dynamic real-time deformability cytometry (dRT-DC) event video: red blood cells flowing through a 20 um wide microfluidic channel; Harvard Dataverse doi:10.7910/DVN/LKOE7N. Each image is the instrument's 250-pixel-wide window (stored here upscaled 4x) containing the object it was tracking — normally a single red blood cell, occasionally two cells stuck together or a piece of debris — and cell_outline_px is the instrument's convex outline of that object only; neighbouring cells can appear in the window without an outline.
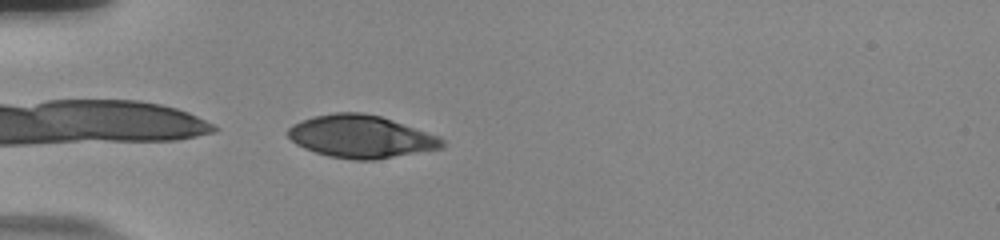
{"species": "human", "species_latin": "Homo sapiens", "temperature_condition": "room temperature", "stored_images_in_passage": 39, "camera_frame_rate_fps": 3000, "um_per_image_px": 0.085, "donor": {"sex": "male"}, "frame": {"image": 1, "passage_image": 1, "time_ms": 0.0, "image_size_px": [1000, 240], "cell_outline_px": [[444, 148], [372, 160], [352, 160], [328, 156], [304, 148], [296, 144], [288, 136], [288, 128], [292, 124], [312, 116], [336, 112], [360, 112], [380, 116], [440, 136], [444, 140]], "centroid_in_image_um": [30.68, 11.61], "position_along_channel_um": 54.3, "area_um2": 38.26}}
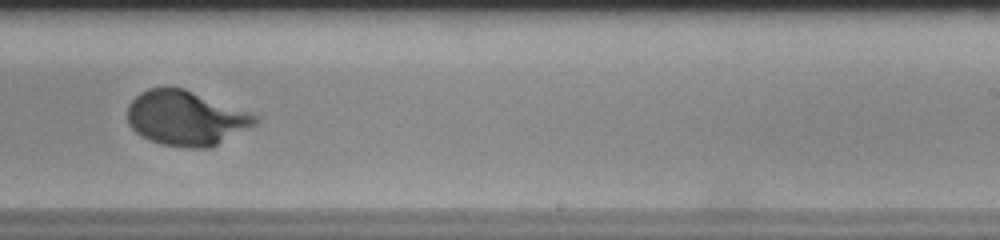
{"frame": {"image": 2, "passage_image": 20, "time_ms": 6.333, "image_size_px": [1000, 240], "cell_outline_px": [[260, 120], [256, 124], [212, 148], [188, 148], [160, 144], [140, 136], [128, 124], [128, 104], [140, 92], [148, 88], [184, 88], [260, 116]], "centroid_in_image_um": [15.81, 10.06], "position_along_channel_um": 273.2, "area_um2": 40.86}}
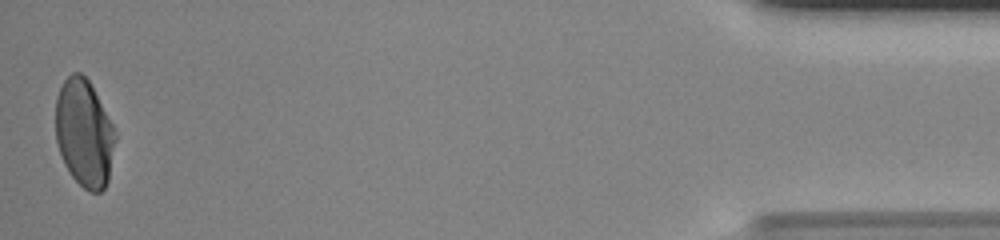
{"frame": {"image": 3, "passage_image": 39, "time_ms": 12.667, "image_size_px": [1000, 240], "cell_outline_px": [[116, 140], [108, 180], [104, 188], [100, 192], [88, 192], [72, 176], [64, 164], [56, 140], [56, 96], [64, 80], [72, 72], [80, 72], [88, 80], [112, 124], [116, 132]], "centroid_in_image_um": [7.16, 11.33], "position_along_channel_um": 428.0, "area_um2": 37.17}, "authors_computed_cell_mechanics": {"area_um2": 40.46, "velocity_mm_per_s": 3.692, "shape_relaxation_time_tau1_ms": 3.244, "shape_relaxation_time_tau2_ms": null, "deformation_change_tau1": 0.1745, "deformation_change_tau2": null}}